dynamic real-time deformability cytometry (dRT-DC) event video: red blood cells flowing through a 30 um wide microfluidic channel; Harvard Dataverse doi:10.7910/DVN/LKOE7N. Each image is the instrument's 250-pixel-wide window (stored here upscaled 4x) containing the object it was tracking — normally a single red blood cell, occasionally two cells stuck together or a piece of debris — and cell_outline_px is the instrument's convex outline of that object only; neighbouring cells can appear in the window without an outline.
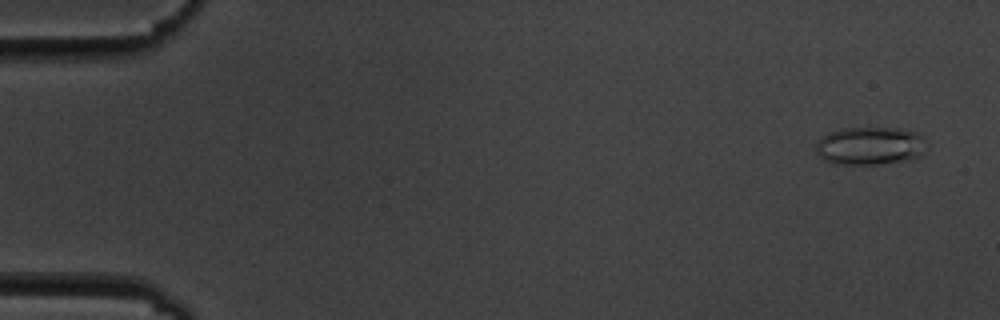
{"species": "common noctule bat (a hibernating species)", "species_latin": "Nyctalus noctula", "temperature_condition": "cold", "stored_images_in_passage": 5, "camera_frame_rate_fps": 3000, "um_per_image_px": 0.085, "animal": {"sex": "male", "body_mass_g": 19.5, "forearm_length_mm": 54.6}, "frame": {"image": 1, "passage_image": 1, "time_ms": 0.0, "image_size_px": [1000, 320], "cell_outline_px": [[924, 152], [920, 156], [912, 160], [876, 164], [832, 164], [824, 160], [816, 152], [816, 144], [824, 136], [840, 128], [896, 128], [916, 132], [920, 136]], "centroid_in_image_um": [73.92, 12.41], "position_along_channel_um": 11.1, "area_um2": 24.28}}
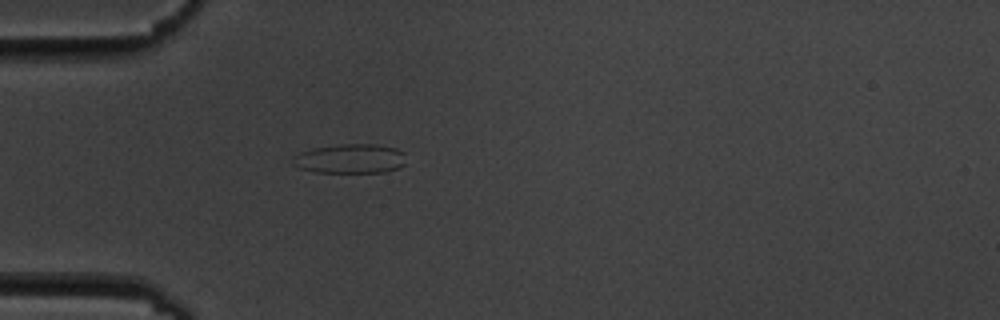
{"frame": {"image": 2, "passage_image": 5, "time_ms": 4.667, "image_size_px": [1000, 320], "cell_outline_px": [[404, 164], [400, 168], [384, 172], [316, 172], [300, 168], [292, 164], [292, 160], [300, 152], [312, 148], [340, 144], [376, 144], [396, 148], [404, 152]], "centroid_in_image_um": [29.79, 13.48], "position_along_channel_um": 55.2, "area_um2": 19.42}}